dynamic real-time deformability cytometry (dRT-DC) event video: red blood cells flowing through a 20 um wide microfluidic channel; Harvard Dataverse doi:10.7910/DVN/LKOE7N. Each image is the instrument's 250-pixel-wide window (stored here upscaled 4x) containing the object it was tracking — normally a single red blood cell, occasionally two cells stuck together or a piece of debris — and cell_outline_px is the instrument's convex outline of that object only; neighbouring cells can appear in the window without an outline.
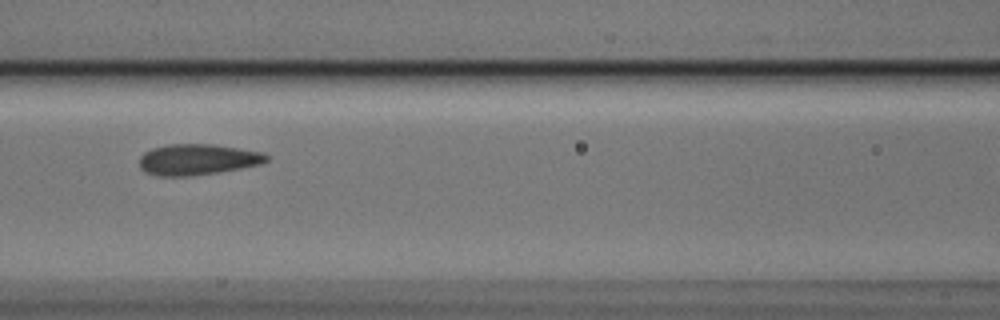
{"species": "Egyptian fruit bat (a non-hibernating species)", "species_latin": "Rousettus aegyptiacus", "temperature_condition": "cold", "stored_images_in_passage": 7, "segment_of_instrument_passage": [1, 2], "camera_frame_rate_fps": 3000, "um_per_image_px": 0.085, "animal": {"sex": "male"}, "frame": {"image": 1, "passage_image": 4, "time_ms": 1.0, "image_size_px": [1000, 320], "cell_outline_px": [[268, 160], [260, 164], [240, 168], [216, 172], [188, 176], [160, 176], [148, 172], [140, 168], [140, 156], [144, 152], [152, 148], [168, 144], [212, 144], [264, 152], [268, 156]], "centroid_in_image_um": [16.79, 13.54], "position_along_channel_um": 149.8, "area_um2": 22.72}}
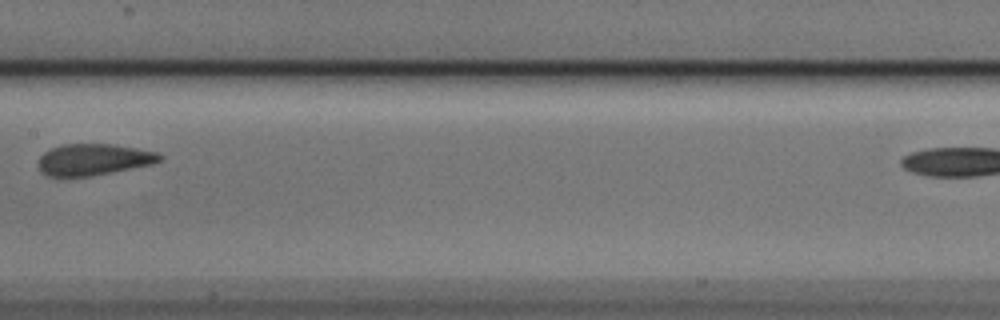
{"frame": {"image": 2, "passage_image": 5, "time_ms": 1.333, "image_size_px": [1000, 320], "cell_outline_px": [[164, 160], [152, 164], [92, 176], [48, 176], [40, 172], [36, 164], [40, 156], [44, 152], [52, 148], [64, 144], [116, 144], [160, 152], [164, 156]], "centroid_in_image_um": [7.98, 13.55], "position_along_channel_um": 199.4, "area_um2": 22.6}}
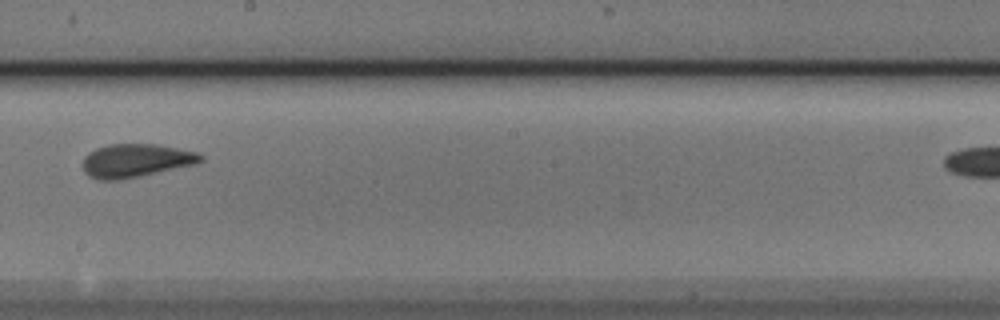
{"frame": {"image": 3, "passage_image": 6, "time_ms": 1.667, "image_size_px": [1000, 320], "cell_outline_px": [[204, 160], [196, 164], [140, 176], [120, 180], [100, 180], [88, 176], [84, 172], [84, 156], [88, 152], [96, 148], [108, 144], [160, 144], [196, 152], [204, 156]], "centroid_in_image_um": [11.55, 13.64], "position_along_channel_um": 236.7, "area_um2": 23.06}}